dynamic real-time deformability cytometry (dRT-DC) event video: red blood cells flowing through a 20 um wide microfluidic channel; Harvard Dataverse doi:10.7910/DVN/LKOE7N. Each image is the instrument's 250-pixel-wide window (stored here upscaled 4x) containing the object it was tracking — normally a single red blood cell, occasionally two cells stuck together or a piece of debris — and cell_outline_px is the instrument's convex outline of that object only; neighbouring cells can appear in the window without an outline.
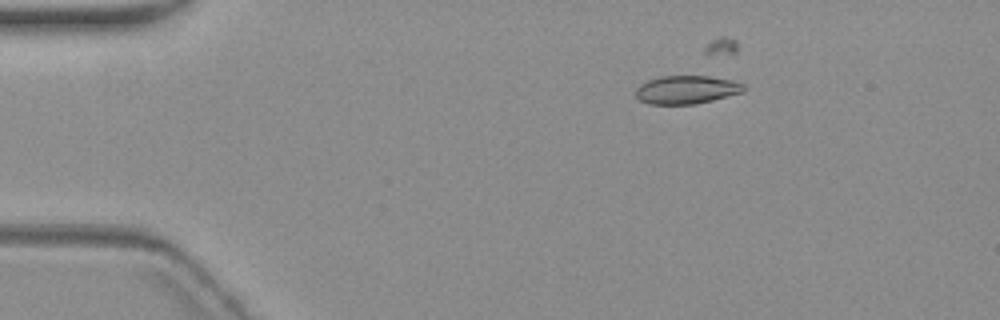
{"species": "common noctule bat (a hibernating species)", "species_latin": "Nyctalus noctula", "temperature_condition": "warm", "stored_images_in_passage": 4, "camera_frame_rate_fps": 3000, "um_per_image_px": 0.085, "animal": {"sex": "female", "body_mass_g": 19.3, "forearm_length_mm": 54.1}, "frame": {"image": 1, "passage_image": 1, "time_ms": 0.0, "image_size_px": [1000, 320], "cell_outline_px": [[744, 92], [696, 104], [648, 104], [640, 100], [636, 96], [636, 88], [640, 84], [648, 80], [660, 76], [708, 76], [732, 80], [744, 84]], "centroid_in_image_um": [58.34, 7.62], "position_along_channel_um": 26.7, "area_um2": 17.8}}
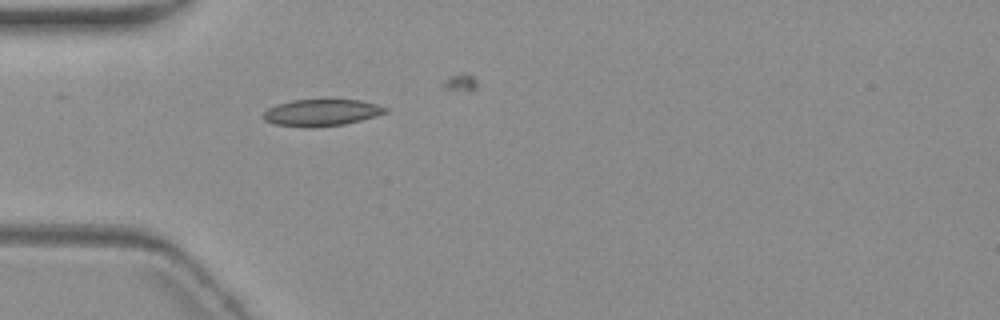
{"frame": {"image": 2, "passage_image": 3, "time_ms": 2.667, "image_size_px": [1000, 320], "cell_outline_px": [[388, 112], [376, 116], [344, 124], [316, 128], [308, 128], [272, 124], [264, 120], [260, 116], [268, 108], [276, 104], [292, 100], [360, 100], [376, 104], [388, 108]], "centroid_in_image_um": [27.28, 9.59], "position_along_channel_um": 57.7, "area_um2": 19.25}}